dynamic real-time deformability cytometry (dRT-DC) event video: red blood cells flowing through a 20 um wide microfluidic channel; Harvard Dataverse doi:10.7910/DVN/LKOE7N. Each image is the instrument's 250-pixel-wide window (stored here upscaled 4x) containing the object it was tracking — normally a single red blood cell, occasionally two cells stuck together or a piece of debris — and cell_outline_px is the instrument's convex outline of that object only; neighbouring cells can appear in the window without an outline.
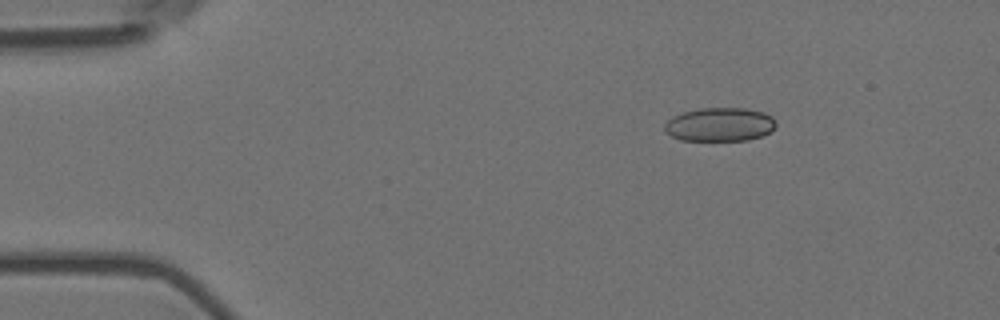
{"species": "Egyptian fruit bat (a non-hibernating species)", "species_latin": "Rousettus aegyptiacus", "temperature_condition": "room temperature", "stored_images_in_passage": 4, "camera_frame_rate_fps": 3000, "um_per_image_px": 0.085, "animal": {"sex": "female"}, "frame": {"image": 1, "passage_image": 2, "time_ms": 0.333, "image_size_px": [1000, 320], "cell_outline_px": [[776, 124], [772, 132], [748, 140], [680, 140], [664, 132], [664, 124], [672, 116], [684, 112], [700, 108], [744, 108], [764, 112], [772, 116], [776, 120]], "centroid_in_image_um": [61.19, 10.58], "position_along_channel_um": 23.8, "area_um2": 22.02}}